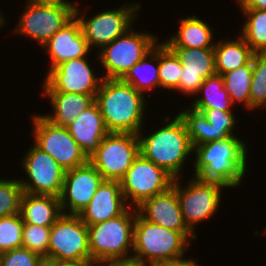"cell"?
<instances>
[{
  "mask_svg": "<svg viewBox=\"0 0 266 266\" xmlns=\"http://www.w3.org/2000/svg\"><path fill=\"white\" fill-rule=\"evenodd\" d=\"M176 178V192L187 227L196 234V225L209 220L218 213L222 201V190L228 187L219 182L200 181L196 177L182 185Z\"/></svg>",
  "mask_w": 266,
  "mask_h": 266,
  "instance_id": "obj_8",
  "label": "cell"
},
{
  "mask_svg": "<svg viewBox=\"0 0 266 266\" xmlns=\"http://www.w3.org/2000/svg\"><path fill=\"white\" fill-rule=\"evenodd\" d=\"M79 8L76 4L75 16L81 24L89 48L91 50L99 48L97 50H100L133 27V22L138 18L137 14L140 12L141 4L140 2H125L121 7L107 9L91 17H86L85 11H80Z\"/></svg>",
  "mask_w": 266,
  "mask_h": 266,
  "instance_id": "obj_7",
  "label": "cell"
},
{
  "mask_svg": "<svg viewBox=\"0 0 266 266\" xmlns=\"http://www.w3.org/2000/svg\"><path fill=\"white\" fill-rule=\"evenodd\" d=\"M248 146L237 135L193 148V177L219 182L230 188L241 187L248 167Z\"/></svg>",
  "mask_w": 266,
  "mask_h": 266,
  "instance_id": "obj_1",
  "label": "cell"
},
{
  "mask_svg": "<svg viewBox=\"0 0 266 266\" xmlns=\"http://www.w3.org/2000/svg\"><path fill=\"white\" fill-rule=\"evenodd\" d=\"M41 47L45 49L46 55L50 58L49 70L67 60L87 57L91 52L76 16Z\"/></svg>",
  "mask_w": 266,
  "mask_h": 266,
  "instance_id": "obj_20",
  "label": "cell"
},
{
  "mask_svg": "<svg viewBox=\"0 0 266 266\" xmlns=\"http://www.w3.org/2000/svg\"><path fill=\"white\" fill-rule=\"evenodd\" d=\"M174 179L164 168L140 153L120 183L127 204L136 208L146 199L167 191Z\"/></svg>",
  "mask_w": 266,
  "mask_h": 266,
  "instance_id": "obj_12",
  "label": "cell"
},
{
  "mask_svg": "<svg viewBox=\"0 0 266 266\" xmlns=\"http://www.w3.org/2000/svg\"><path fill=\"white\" fill-rule=\"evenodd\" d=\"M52 106V113L42 114L49 122L60 127L72 123L78 115L95 102L96 95L65 92H43Z\"/></svg>",
  "mask_w": 266,
  "mask_h": 266,
  "instance_id": "obj_23",
  "label": "cell"
},
{
  "mask_svg": "<svg viewBox=\"0 0 266 266\" xmlns=\"http://www.w3.org/2000/svg\"><path fill=\"white\" fill-rule=\"evenodd\" d=\"M266 108V52L253 56V73L250 86V111Z\"/></svg>",
  "mask_w": 266,
  "mask_h": 266,
  "instance_id": "obj_32",
  "label": "cell"
},
{
  "mask_svg": "<svg viewBox=\"0 0 266 266\" xmlns=\"http://www.w3.org/2000/svg\"><path fill=\"white\" fill-rule=\"evenodd\" d=\"M3 13L0 11V30H1V28H3L4 26H5V24H7L6 23V17L4 18V16H5V14L3 15Z\"/></svg>",
  "mask_w": 266,
  "mask_h": 266,
  "instance_id": "obj_43",
  "label": "cell"
},
{
  "mask_svg": "<svg viewBox=\"0 0 266 266\" xmlns=\"http://www.w3.org/2000/svg\"><path fill=\"white\" fill-rule=\"evenodd\" d=\"M159 43L160 88L174 91L179 86L182 64L175 53L163 42Z\"/></svg>",
  "mask_w": 266,
  "mask_h": 266,
  "instance_id": "obj_31",
  "label": "cell"
},
{
  "mask_svg": "<svg viewBox=\"0 0 266 266\" xmlns=\"http://www.w3.org/2000/svg\"><path fill=\"white\" fill-rule=\"evenodd\" d=\"M136 214L137 209L129 207L115 218L87 226L91 262L95 266L132 259Z\"/></svg>",
  "mask_w": 266,
  "mask_h": 266,
  "instance_id": "obj_5",
  "label": "cell"
},
{
  "mask_svg": "<svg viewBox=\"0 0 266 266\" xmlns=\"http://www.w3.org/2000/svg\"><path fill=\"white\" fill-rule=\"evenodd\" d=\"M20 214L24 224L52 226L63 212L58 197L24 192Z\"/></svg>",
  "mask_w": 266,
  "mask_h": 266,
  "instance_id": "obj_25",
  "label": "cell"
},
{
  "mask_svg": "<svg viewBox=\"0 0 266 266\" xmlns=\"http://www.w3.org/2000/svg\"><path fill=\"white\" fill-rule=\"evenodd\" d=\"M66 128L88 158L109 133L96 102L81 112Z\"/></svg>",
  "mask_w": 266,
  "mask_h": 266,
  "instance_id": "obj_22",
  "label": "cell"
},
{
  "mask_svg": "<svg viewBox=\"0 0 266 266\" xmlns=\"http://www.w3.org/2000/svg\"><path fill=\"white\" fill-rule=\"evenodd\" d=\"M179 28L169 39L165 40L168 47L214 48L213 28L196 14L179 20Z\"/></svg>",
  "mask_w": 266,
  "mask_h": 266,
  "instance_id": "obj_24",
  "label": "cell"
},
{
  "mask_svg": "<svg viewBox=\"0 0 266 266\" xmlns=\"http://www.w3.org/2000/svg\"><path fill=\"white\" fill-rule=\"evenodd\" d=\"M158 74L159 43L143 59L132 66L121 80L145 95L148 92H153V89L160 88Z\"/></svg>",
  "mask_w": 266,
  "mask_h": 266,
  "instance_id": "obj_27",
  "label": "cell"
},
{
  "mask_svg": "<svg viewBox=\"0 0 266 266\" xmlns=\"http://www.w3.org/2000/svg\"><path fill=\"white\" fill-rule=\"evenodd\" d=\"M246 20L238 33L255 52H266V10L240 9Z\"/></svg>",
  "mask_w": 266,
  "mask_h": 266,
  "instance_id": "obj_30",
  "label": "cell"
},
{
  "mask_svg": "<svg viewBox=\"0 0 266 266\" xmlns=\"http://www.w3.org/2000/svg\"><path fill=\"white\" fill-rule=\"evenodd\" d=\"M58 266H95L92 262L59 261Z\"/></svg>",
  "mask_w": 266,
  "mask_h": 266,
  "instance_id": "obj_42",
  "label": "cell"
},
{
  "mask_svg": "<svg viewBox=\"0 0 266 266\" xmlns=\"http://www.w3.org/2000/svg\"><path fill=\"white\" fill-rule=\"evenodd\" d=\"M159 266H202V264H199V263L197 264L194 258L187 259L185 255L181 258L173 259L171 261L160 264Z\"/></svg>",
  "mask_w": 266,
  "mask_h": 266,
  "instance_id": "obj_38",
  "label": "cell"
},
{
  "mask_svg": "<svg viewBox=\"0 0 266 266\" xmlns=\"http://www.w3.org/2000/svg\"><path fill=\"white\" fill-rule=\"evenodd\" d=\"M184 121L192 147L236 135L238 121L234 111L192 109L189 106L177 113ZM235 133V134H234Z\"/></svg>",
  "mask_w": 266,
  "mask_h": 266,
  "instance_id": "obj_15",
  "label": "cell"
},
{
  "mask_svg": "<svg viewBox=\"0 0 266 266\" xmlns=\"http://www.w3.org/2000/svg\"><path fill=\"white\" fill-rule=\"evenodd\" d=\"M182 64L179 86L174 92L196 96L205 79L216 74L213 48L169 47Z\"/></svg>",
  "mask_w": 266,
  "mask_h": 266,
  "instance_id": "obj_18",
  "label": "cell"
},
{
  "mask_svg": "<svg viewBox=\"0 0 266 266\" xmlns=\"http://www.w3.org/2000/svg\"><path fill=\"white\" fill-rule=\"evenodd\" d=\"M165 117V125L151 134L138 133L140 153L157 166L164 168L175 179L182 178L183 167L193 154L184 121L178 114ZM146 135V136H145ZM148 135V136H147Z\"/></svg>",
  "mask_w": 266,
  "mask_h": 266,
  "instance_id": "obj_3",
  "label": "cell"
},
{
  "mask_svg": "<svg viewBox=\"0 0 266 266\" xmlns=\"http://www.w3.org/2000/svg\"><path fill=\"white\" fill-rule=\"evenodd\" d=\"M139 154L138 134L109 132L89 157V162L105 180L120 182Z\"/></svg>",
  "mask_w": 266,
  "mask_h": 266,
  "instance_id": "obj_9",
  "label": "cell"
},
{
  "mask_svg": "<svg viewBox=\"0 0 266 266\" xmlns=\"http://www.w3.org/2000/svg\"><path fill=\"white\" fill-rule=\"evenodd\" d=\"M48 256L58 261L91 262L88 227L79 215L63 213L51 226Z\"/></svg>",
  "mask_w": 266,
  "mask_h": 266,
  "instance_id": "obj_13",
  "label": "cell"
},
{
  "mask_svg": "<svg viewBox=\"0 0 266 266\" xmlns=\"http://www.w3.org/2000/svg\"><path fill=\"white\" fill-rule=\"evenodd\" d=\"M133 28L97 52V60L99 59L106 73L101 75L103 78L122 79L129 69L152 51L160 41L154 33L146 30L138 32Z\"/></svg>",
  "mask_w": 266,
  "mask_h": 266,
  "instance_id": "obj_6",
  "label": "cell"
},
{
  "mask_svg": "<svg viewBox=\"0 0 266 266\" xmlns=\"http://www.w3.org/2000/svg\"><path fill=\"white\" fill-rule=\"evenodd\" d=\"M197 236L193 232L173 231L150 223L137 213L134 223L132 259L159 266L185 256L190 243L197 239Z\"/></svg>",
  "mask_w": 266,
  "mask_h": 266,
  "instance_id": "obj_4",
  "label": "cell"
},
{
  "mask_svg": "<svg viewBox=\"0 0 266 266\" xmlns=\"http://www.w3.org/2000/svg\"><path fill=\"white\" fill-rule=\"evenodd\" d=\"M40 255L24 247L0 253V266H36Z\"/></svg>",
  "mask_w": 266,
  "mask_h": 266,
  "instance_id": "obj_36",
  "label": "cell"
},
{
  "mask_svg": "<svg viewBox=\"0 0 266 266\" xmlns=\"http://www.w3.org/2000/svg\"><path fill=\"white\" fill-rule=\"evenodd\" d=\"M23 228L20 213L0 218V253L22 247Z\"/></svg>",
  "mask_w": 266,
  "mask_h": 266,
  "instance_id": "obj_33",
  "label": "cell"
},
{
  "mask_svg": "<svg viewBox=\"0 0 266 266\" xmlns=\"http://www.w3.org/2000/svg\"><path fill=\"white\" fill-rule=\"evenodd\" d=\"M58 260L47 255L39 256L36 266H58Z\"/></svg>",
  "mask_w": 266,
  "mask_h": 266,
  "instance_id": "obj_40",
  "label": "cell"
},
{
  "mask_svg": "<svg viewBox=\"0 0 266 266\" xmlns=\"http://www.w3.org/2000/svg\"><path fill=\"white\" fill-rule=\"evenodd\" d=\"M129 207L122 193L121 183L104 180L79 217L89 226L115 218Z\"/></svg>",
  "mask_w": 266,
  "mask_h": 266,
  "instance_id": "obj_21",
  "label": "cell"
},
{
  "mask_svg": "<svg viewBox=\"0 0 266 266\" xmlns=\"http://www.w3.org/2000/svg\"><path fill=\"white\" fill-rule=\"evenodd\" d=\"M102 266H152L134 259L114 260L103 264Z\"/></svg>",
  "mask_w": 266,
  "mask_h": 266,
  "instance_id": "obj_39",
  "label": "cell"
},
{
  "mask_svg": "<svg viewBox=\"0 0 266 266\" xmlns=\"http://www.w3.org/2000/svg\"><path fill=\"white\" fill-rule=\"evenodd\" d=\"M89 63L88 57L74 58L48 70L42 91L96 95L103 77L97 76Z\"/></svg>",
  "mask_w": 266,
  "mask_h": 266,
  "instance_id": "obj_16",
  "label": "cell"
},
{
  "mask_svg": "<svg viewBox=\"0 0 266 266\" xmlns=\"http://www.w3.org/2000/svg\"><path fill=\"white\" fill-rule=\"evenodd\" d=\"M253 73V58L239 68L223 73L224 86L232 100L233 105H243L250 110V86Z\"/></svg>",
  "mask_w": 266,
  "mask_h": 266,
  "instance_id": "obj_29",
  "label": "cell"
},
{
  "mask_svg": "<svg viewBox=\"0 0 266 266\" xmlns=\"http://www.w3.org/2000/svg\"><path fill=\"white\" fill-rule=\"evenodd\" d=\"M240 9L266 10V0H235Z\"/></svg>",
  "mask_w": 266,
  "mask_h": 266,
  "instance_id": "obj_37",
  "label": "cell"
},
{
  "mask_svg": "<svg viewBox=\"0 0 266 266\" xmlns=\"http://www.w3.org/2000/svg\"><path fill=\"white\" fill-rule=\"evenodd\" d=\"M203 95L202 97L200 95ZM199 95V96H198ZM188 105L192 109H219L233 111L232 100L224 86V80L220 74H215L204 80L202 85Z\"/></svg>",
  "mask_w": 266,
  "mask_h": 266,
  "instance_id": "obj_28",
  "label": "cell"
},
{
  "mask_svg": "<svg viewBox=\"0 0 266 266\" xmlns=\"http://www.w3.org/2000/svg\"><path fill=\"white\" fill-rule=\"evenodd\" d=\"M50 228L51 226L24 224L22 247L40 256H48Z\"/></svg>",
  "mask_w": 266,
  "mask_h": 266,
  "instance_id": "obj_35",
  "label": "cell"
},
{
  "mask_svg": "<svg viewBox=\"0 0 266 266\" xmlns=\"http://www.w3.org/2000/svg\"><path fill=\"white\" fill-rule=\"evenodd\" d=\"M104 180L101 173L89 161L82 166L67 170L59 197L62 212L79 215Z\"/></svg>",
  "mask_w": 266,
  "mask_h": 266,
  "instance_id": "obj_17",
  "label": "cell"
},
{
  "mask_svg": "<svg viewBox=\"0 0 266 266\" xmlns=\"http://www.w3.org/2000/svg\"><path fill=\"white\" fill-rule=\"evenodd\" d=\"M67 0H27V4H33V5H53V4H59L64 3Z\"/></svg>",
  "mask_w": 266,
  "mask_h": 266,
  "instance_id": "obj_41",
  "label": "cell"
},
{
  "mask_svg": "<svg viewBox=\"0 0 266 266\" xmlns=\"http://www.w3.org/2000/svg\"><path fill=\"white\" fill-rule=\"evenodd\" d=\"M23 193L19 179L0 178V218L20 213Z\"/></svg>",
  "mask_w": 266,
  "mask_h": 266,
  "instance_id": "obj_34",
  "label": "cell"
},
{
  "mask_svg": "<svg viewBox=\"0 0 266 266\" xmlns=\"http://www.w3.org/2000/svg\"><path fill=\"white\" fill-rule=\"evenodd\" d=\"M146 98L121 79L103 78L95 102L109 132L138 134L145 129Z\"/></svg>",
  "mask_w": 266,
  "mask_h": 266,
  "instance_id": "obj_2",
  "label": "cell"
},
{
  "mask_svg": "<svg viewBox=\"0 0 266 266\" xmlns=\"http://www.w3.org/2000/svg\"><path fill=\"white\" fill-rule=\"evenodd\" d=\"M21 158L27 180L19 179L24 192L60 197L65 172L49 154L34 143Z\"/></svg>",
  "mask_w": 266,
  "mask_h": 266,
  "instance_id": "obj_14",
  "label": "cell"
},
{
  "mask_svg": "<svg viewBox=\"0 0 266 266\" xmlns=\"http://www.w3.org/2000/svg\"><path fill=\"white\" fill-rule=\"evenodd\" d=\"M137 213L150 223L178 232H192L183 219L176 192V179L167 191L154 195L136 207Z\"/></svg>",
  "mask_w": 266,
  "mask_h": 266,
  "instance_id": "obj_19",
  "label": "cell"
},
{
  "mask_svg": "<svg viewBox=\"0 0 266 266\" xmlns=\"http://www.w3.org/2000/svg\"><path fill=\"white\" fill-rule=\"evenodd\" d=\"M236 39V40H235ZM235 39H220L215 41V70L217 74L233 71L247 64L254 56V51L238 35Z\"/></svg>",
  "mask_w": 266,
  "mask_h": 266,
  "instance_id": "obj_26",
  "label": "cell"
},
{
  "mask_svg": "<svg viewBox=\"0 0 266 266\" xmlns=\"http://www.w3.org/2000/svg\"><path fill=\"white\" fill-rule=\"evenodd\" d=\"M32 116L33 143L55 159L63 169H74L89 161L66 127L54 125L38 113Z\"/></svg>",
  "mask_w": 266,
  "mask_h": 266,
  "instance_id": "obj_11",
  "label": "cell"
},
{
  "mask_svg": "<svg viewBox=\"0 0 266 266\" xmlns=\"http://www.w3.org/2000/svg\"><path fill=\"white\" fill-rule=\"evenodd\" d=\"M75 6L76 2L69 0L53 5L25 3L24 11L11 32L29 37L41 47L75 16Z\"/></svg>",
  "mask_w": 266,
  "mask_h": 266,
  "instance_id": "obj_10",
  "label": "cell"
}]
</instances>
